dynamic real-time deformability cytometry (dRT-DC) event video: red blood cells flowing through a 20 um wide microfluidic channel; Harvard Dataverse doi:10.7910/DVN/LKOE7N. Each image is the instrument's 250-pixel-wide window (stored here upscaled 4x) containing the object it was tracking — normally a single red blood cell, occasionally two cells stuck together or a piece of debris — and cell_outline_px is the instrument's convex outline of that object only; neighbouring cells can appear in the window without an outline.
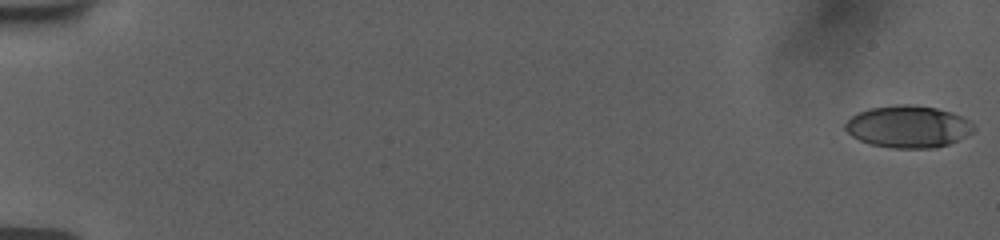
{"species": "human", "species_latin": "Homo sapiens", "temperature_condition": "room temperature", "stored_images_in_passage": 56, "camera_frame_rate_fps": 3000, "um_per_image_px": 0.085, "donor": {"sex": "female"}, "frame": {"image": 1, "passage_image": 1, "time_ms": 0.0, "image_size_px": [1000, 240], "cell_outline_px": [[976, 128], [972, 132], [948, 144], [936, 148], [892, 148], [868, 144], [852, 136], [844, 128], [844, 124], [852, 116], [860, 112], [872, 108], [896, 104], [908, 104], [936, 108], [952, 112], [968, 120]], "centroid_in_image_um": [77.18, 10.77], "position_along_channel_um": 7.8, "area_um2": 31.33}}
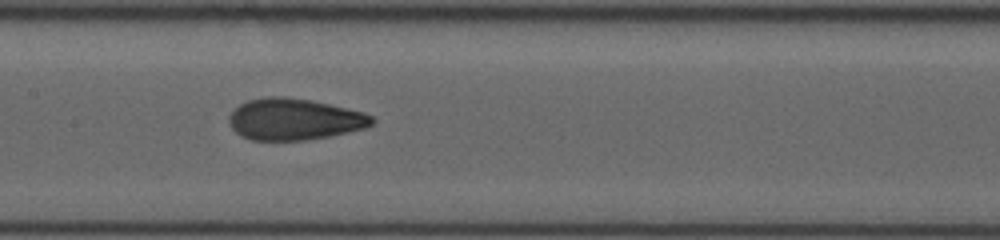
{"frame": {"image": 2, "passage_image": 30, "time_ms": 9.667, "image_size_px": [1000, 240], "cell_outline_px": [[376, 120], [368, 128], [328, 136], [304, 140], [252, 140], [240, 136], [232, 128], [228, 120], [228, 116], [240, 104], [248, 100], [264, 96], [284, 96], [312, 100], [364, 112], [372, 116]], "centroid_in_image_um": [25.02, 10.13], "position_along_channel_um": 182.4, "area_um2": 34.74}}
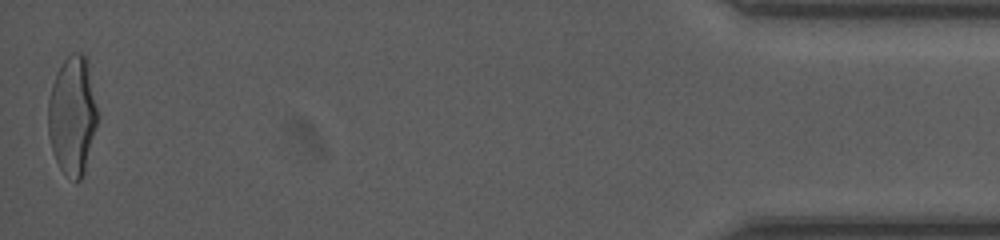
{"frame": {"image": 3, "passage_image": 56, "time_ms": 18.333, "image_size_px": [1000, 240], "cell_outline_px": [[96, 124], [84, 172], [80, 180], [76, 180], [64, 172], [60, 168], [52, 152], [48, 136], [48, 100], [52, 84], [56, 72], [64, 60], [72, 52], [80, 52], [88, 56], [96, 108]], "centroid_in_image_um": [6.13, 9.75], "position_along_channel_um": 429.1, "area_um2": 33.87}, "authors_computed_cell_mechanics": {"area_um2": 33.4084, "velocity_mm_per_s": 3.7817, "shape_relaxation_time_tau1_ms": 7.219, "shape_relaxation_time_tau2_ms": 0.8989, "deformation_change_tau1": 0.2422, "deformation_change_tau2": 0.0669}}